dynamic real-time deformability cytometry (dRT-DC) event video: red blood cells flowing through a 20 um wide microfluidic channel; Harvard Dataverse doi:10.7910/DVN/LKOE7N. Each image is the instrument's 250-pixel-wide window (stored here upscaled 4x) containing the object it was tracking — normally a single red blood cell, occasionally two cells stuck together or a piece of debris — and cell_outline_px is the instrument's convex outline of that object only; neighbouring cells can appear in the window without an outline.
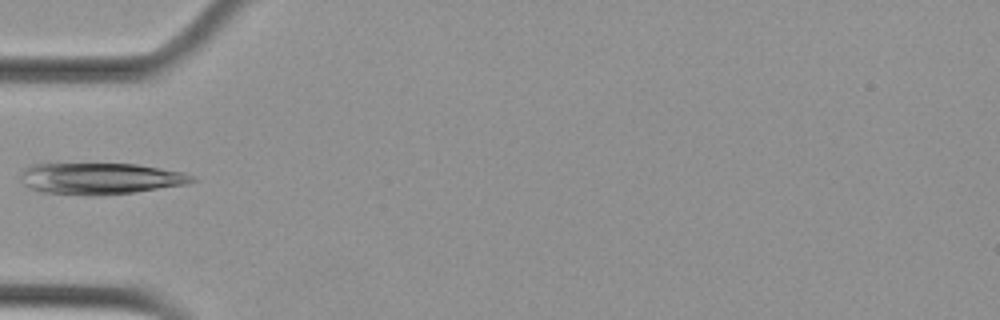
{"species": "Egyptian fruit bat (a non-hibernating species)", "species_latin": "Rousettus aegyptiacus", "temperature_condition": "cold", "stored_images_in_passage": 6, "camera_frame_rate_fps": 3000, "um_per_image_px": 0.085, "animal": {"sex": "female"}, "frame": {"image": 1, "passage_image": 5, "time_ms": 1.333, "image_size_px": [1000, 320], "cell_outline_px": [[200, 180], [188, 184], [132, 192], [100, 196], [92, 196], [40, 192], [28, 188], [20, 180], [20, 172], [28, 164], [136, 164], [184, 172], [196, 176]], "centroid_in_image_um": [8.52, 15.18], "position_along_channel_um": 76.5, "area_um2": 31.85}}
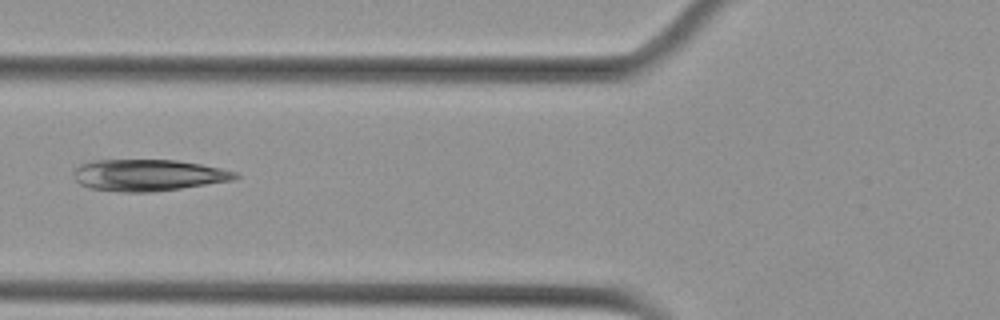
{"frame": {"image": 2, "passage_image": 6, "time_ms": 1.667, "image_size_px": [1000, 320], "cell_outline_px": [[240, 176], [236, 180], [152, 192], [120, 192], [88, 188], [80, 184], [72, 176], [72, 172], [80, 164], [92, 160], [176, 160], [200, 164], [220, 168], [236, 172]], "centroid_in_image_um": [12.57, 14.89], "position_along_channel_um": 113.2, "area_um2": 29.88}}